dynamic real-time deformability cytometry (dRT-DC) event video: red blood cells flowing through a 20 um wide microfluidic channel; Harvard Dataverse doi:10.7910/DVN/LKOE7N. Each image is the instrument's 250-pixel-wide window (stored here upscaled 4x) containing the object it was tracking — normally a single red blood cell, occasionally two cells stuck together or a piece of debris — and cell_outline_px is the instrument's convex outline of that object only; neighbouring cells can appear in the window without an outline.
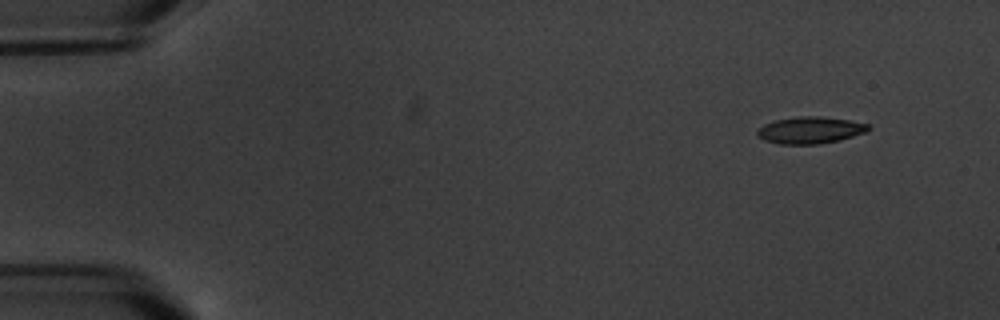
{"species": "common noctule bat (a hibernating species)", "species_latin": "Nyctalus noctula", "temperature_condition": "warm", "stored_images_in_passage": 6, "camera_frame_rate_fps": 3000, "um_per_image_px": 0.085, "animal": {"sex": "male", "body_mass_g": 20.1, "forearm_length_mm": 53.5}, "frame": {"image": 1, "passage_image": 1, "time_ms": 0.0, "image_size_px": [1000, 320], "cell_outline_px": [[872, 128], [864, 132], [840, 140], [820, 144], [780, 144], [764, 140], [756, 136], [756, 128], [764, 124], [776, 120], [796, 116], [820, 116], [848, 120], [868, 124]], "centroid_in_image_um": [68.81, 11.06], "position_along_channel_um": 16.2, "area_um2": 17.46}}
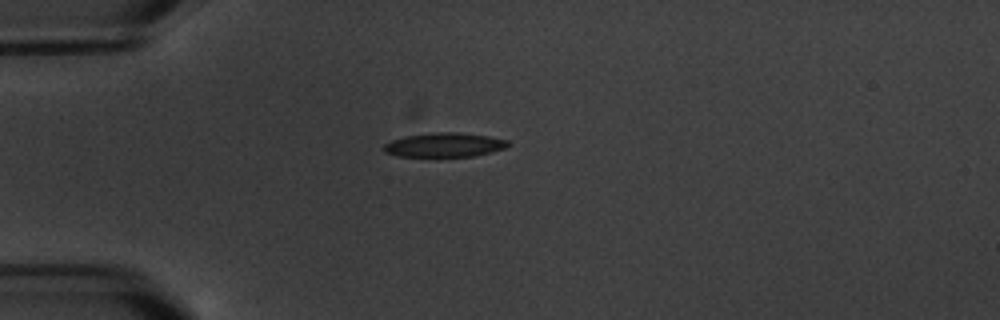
{"frame": {"image": 2, "passage_image": 4, "time_ms": 3.667, "image_size_px": [1000, 320], "cell_outline_px": [[512, 144], [504, 148], [492, 152], [472, 156], [400, 156], [384, 152], [384, 144], [392, 140], [404, 136], [436, 132], [456, 132], [488, 136], [508, 140]], "centroid_in_image_um": [37.8, 12.31], "position_along_channel_um": 47.2, "area_um2": 17.4}}